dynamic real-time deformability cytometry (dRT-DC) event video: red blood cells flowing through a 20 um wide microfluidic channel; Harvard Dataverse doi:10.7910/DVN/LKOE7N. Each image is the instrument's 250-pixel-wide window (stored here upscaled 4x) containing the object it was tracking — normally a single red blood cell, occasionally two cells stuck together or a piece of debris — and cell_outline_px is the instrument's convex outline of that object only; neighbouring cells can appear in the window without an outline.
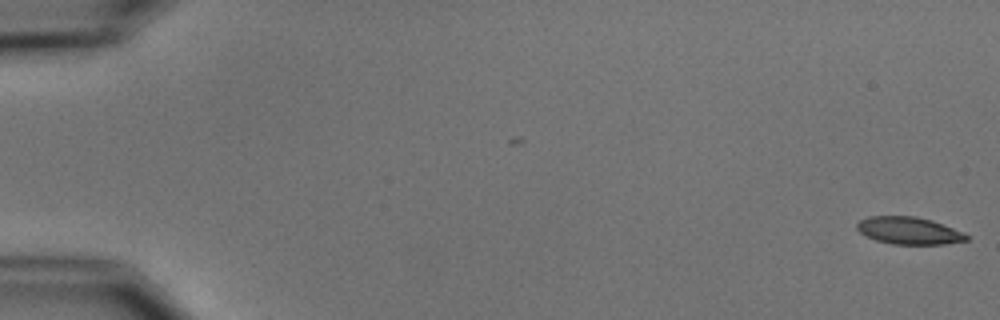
{"species": "common noctule bat (a hibernating species)", "species_latin": "Nyctalus noctula", "temperature_condition": "cold", "stored_images_in_passage": 8, "camera_frame_rate_fps": 3000, "um_per_image_px": 0.085, "animal": {"sex": "male", "body_mass_g": 15.6}, "frame": {"image": 1, "passage_image": 1, "time_ms": 0.0, "image_size_px": [1000, 320], "cell_outline_px": [[968, 240], [944, 244], [892, 244], [876, 240], [860, 232], [856, 228], [856, 224], [860, 220], [868, 216], [916, 216], [932, 220], [964, 232], [968, 236]], "centroid_in_image_um": [77.26, 19.59], "position_along_channel_um": 7.7, "area_um2": 17.4}}
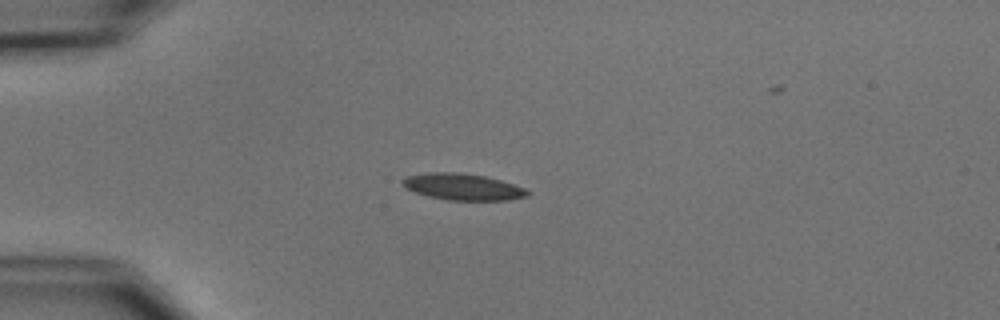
{"frame": {"image": 2, "passage_image": 4, "time_ms": 4.667, "image_size_px": [1000, 320], "cell_outline_px": [[532, 192], [528, 196], [508, 200], [448, 200], [428, 196], [404, 188], [400, 180], [408, 176], [428, 172], [460, 172], [484, 176], [500, 180], [524, 188]], "centroid_in_image_um": [39.32, 15.88], "position_along_channel_um": 45.7, "area_um2": 19.31}}
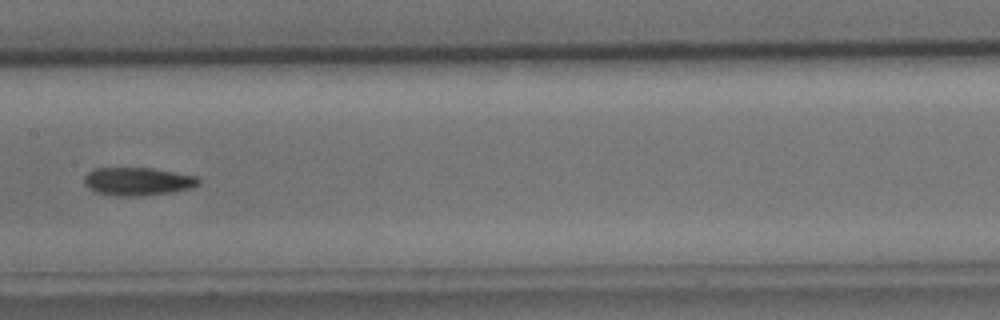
{"frame": {"image": 3, "passage_image": 8, "time_ms": 9.333, "image_size_px": [1000, 320], "cell_outline_px": [[200, 184], [192, 188], [168, 192], [140, 196], [116, 196], [96, 192], [88, 188], [84, 184], [84, 176], [92, 168], [152, 168], [196, 176], [200, 180]], "centroid_in_image_um": [11.67, 15.42], "position_along_channel_um": 195.7, "area_um2": 18.73}}